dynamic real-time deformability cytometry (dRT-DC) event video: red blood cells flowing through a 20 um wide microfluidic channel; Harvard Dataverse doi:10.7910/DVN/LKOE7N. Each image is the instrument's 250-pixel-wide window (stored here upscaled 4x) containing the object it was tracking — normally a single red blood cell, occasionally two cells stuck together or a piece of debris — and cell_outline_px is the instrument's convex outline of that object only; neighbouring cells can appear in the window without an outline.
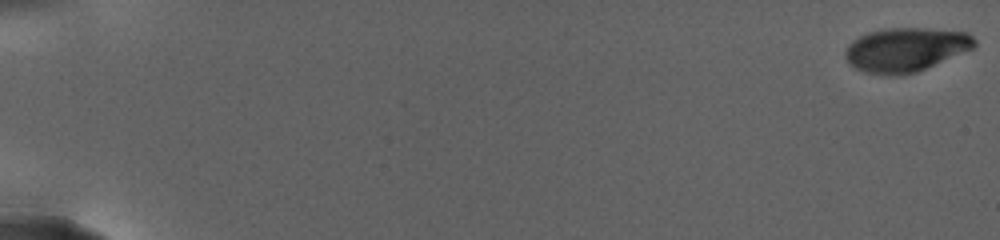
{"species": "human", "species_latin": "Homo sapiens", "temperature_condition": "warm", "stored_images_in_passage": 31, "camera_frame_rate_fps": 3000, "um_per_image_px": 0.085, "donor": {"sex": "female"}, "frame": {"image": 1, "passage_image": 1, "time_ms": 0.0, "image_size_px": [1000, 240], "cell_outline_px": [[976, 44], [972, 48], [916, 72], [888, 76], [864, 72], [848, 64], [844, 56], [844, 52], [848, 44], [852, 40], [868, 32], [888, 28], [924, 28], [968, 32], [976, 40]], "centroid_in_image_um": [76.93, 4.21], "position_along_channel_um": 8.1, "area_um2": 33.0}}